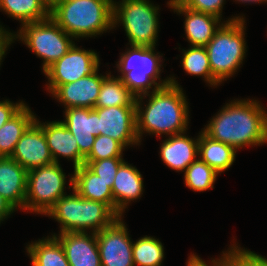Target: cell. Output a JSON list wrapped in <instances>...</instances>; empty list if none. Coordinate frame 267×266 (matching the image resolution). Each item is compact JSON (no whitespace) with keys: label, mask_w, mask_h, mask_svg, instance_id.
Listing matches in <instances>:
<instances>
[{"label":"cell","mask_w":267,"mask_h":266,"mask_svg":"<svg viewBox=\"0 0 267 266\" xmlns=\"http://www.w3.org/2000/svg\"><path fill=\"white\" fill-rule=\"evenodd\" d=\"M256 100H234L202 130L210 138L237 149L267 143V112Z\"/></svg>","instance_id":"obj_1"},{"label":"cell","mask_w":267,"mask_h":266,"mask_svg":"<svg viewBox=\"0 0 267 266\" xmlns=\"http://www.w3.org/2000/svg\"><path fill=\"white\" fill-rule=\"evenodd\" d=\"M170 84L154 87L149 94L136 97V133L141 142L145 132L161 136L186 132L189 119L188 102L174 76L169 77ZM149 95L145 110L142 99Z\"/></svg>","instance_id":"obj_2"},{"label":"cell","mask_w":267,"mask_h":266,"mask_svg":"<svg viewBox=\"0 0 267 266\" xmlns=\"http://www.w3.org/2000/svg\"><path fill=\"white\" fill-rule=\"evenodd\" d=\"M114 0H59L50 17L73 39L93 37L113 29Z\"/></svg>","instance_id":"obj_3"},{"label":"cell","mask_w":267,"mask_h":266,"mask_svg":"<svg viewBox=\"0 0 267 266\" xmlns=\"http://www.w3.org/2000/svg\"><path fill=\"white\" fill-rule=\"evenodd\" d=\"M73 194H65L45 214L60 223V233H98L111 226L119 216L107 205L99 201L82 198L73 188Z\"/></svg>","instance_id":"obj_4"},{"label":"cell","mask_w":267,"mask_h":266,"mask_svg":"<svg viewBox=\"0 0 267 266\" xmlns=\"http://www.w3.org/2000/svg\"><path fill=\"white\" fill-rule=\"evenodd\" d=\"M224 22L205 46L212 76L219 83L237 72L247 51L245 19L237 16Z\"/></svg>","instance_id":"obj_5"},{"label":"cell","mask_w":267,"mask_h":266,"mask_svg":"<svg viewBox=\"0 0 267 266\" xmlns=\"http://www.w3.org/2000/svg\"><path fill=\"white\" fill-rule=\"evenodd\" d=\"M155 46H132L123 54L118 61V78L136 96L150 93L152 86L164 87L170 84V79L159 80L161 72V55L155 53ZM157 79L159 83L156 82ZM161 82V83H160Z\"/></svg>","instance_id":"obj_6"},{"label":"cell","mask_w":267,"mask_h":266,"mask_svg":"<svg viewBox=\"0 0 267 266\" xmlns=\"http://www.w3.org/2000/svg\"><path fill=\"white\" fill-rule=\"evenodd\" d=\"M119 2L118 5L113 2V28L119 23L123 24L129 44L132 46H156L159 7L149 0Z\"/></svg>","instance_id":"obj_7"},{"label":"cell","mask_w":267,"mask_h":266,"mask_svg":"<svg viewBox=\"0 0 267 266\" xmlns=\"http://www.w3.org/2000/svg\"><path fill=\"white\" fill-rule=\"evenodd\" d=\"M15 38L23 41L38 57L43 59V73L63 57L73 46V38L51 17L31 22L20 27Z\"/></svg>","instance_id":"obj_8"},{"label":"cell","mask_w":267,"mask_h":266,"mask_svg":"<svg viewBox=\"0 0 267 266\" xmlns=\"http://www.w3.org/2000/svg\"><path fill=\"white\" fill-rule=\"evenodd\" d=\"M65 179L59 163L29 170L24 210L45 215L65 195Z\"/></svg>","instance_id":"obj_9"},{"label":"cell","mask_w":267,"mask_h":266,"mask_svg":"<svg viewBox=\"0 0 267 266\" xmlns=\"http://www.w3.org/2000/svg\"><path fill=\"white\" fill-rule=\"evenodd\" d=\"M99 56L93 50H85L75 44L51 65L44 74L47 85H64L94 74L99 69Z\"/></svg>","instance_id":"obj_10"},{"label":"cell","mask_w":267,"mask_h":266,"mask_svg":"<svg viewBox=\"0 0 267 266\" xmlns=\"http://www.w3.org/2000/svg\"><path fill=\"white\" fill-rule=\"evenodd\" d=\"M122 218L96 233L101 266H134L133 243Z\"/></svg>","instance_id":"obj_11"},{"label":"cell","mask_w":267,"mask_h":266,"mask_svg":"<svg viewBox=\"0 0 267 266\" xmlns=\"http://www.w3.org/2000/svg\"><path fill=\"white\" fill-rule=\"evenodd\" d=\"M98 113V131L119 141L125 148L139 145L136 133V106L94 107Z\"/></svg>","instance_id":"obj_12"},{"label":"cell","mask_w":267,"mask_h":266,"mask_svg":"<svg viewBox=\"0 0 267 266\" xmlns=\"http://www.w3.org/2000/svg\"><path fill=\"white\" fill-rule=\"evenodd\" d=\"M94 74L64 85H48L47 90L55 99L63 103L66 109L72 107L94 108L105 75Z\"/></svg>","instance_id":"obj_13"},{"label":"cell","mask_w":267,"mask_h":266,"mask_svg":"<svg viewBox=\"0 0 267 266\" xmlns=\"http://www.w3.org/2000/svg\"><path fill=\"white\" fill-rule=\"evenodd\" d=\"M11 158L27 171L54 163L44 131L35 121L17 142Z\"/></svg>","instance_id":"obj_14"},{"label":"cell","mask_w":267,"mask_h":266,"mask_svg":"<svg viewBox=\"0 0 267 266\" xmlns=\"http://www.w3.org/2000/svg\"><path fill=\"white\" fill-rule=\"evenodd\" d=\"M54 236L62 245L70 266H101L96 233L63 232Z\"/></svg>","instance_id":"obj_15"},{"label":"cell","mask_w":267,"mask_h":266,"mask_svg":"<svg viewBox=\"0 0 267 266\" xmlns=\"http://www.w3.org/2000/svg\"><path fill=\"white\" fill-rule=\"evenodd\" d=\"M61 121L76 139L80 152L86 157L94 144L98 131V113L94 108L72 107L65 109Z\"/></svg>","instance_id":"obj_16"},{"label":"cell","mask_w":267,"mask_h":266,"mask_svg":"<svg viewBox=\"0 0 267 266\" xmlns=\"http://www.w3.org/2000/svg\"><path fill=\"white\" fill-rule=\"evenodd\" d=\"M35 122L44 131L54 163H59L58 157L62 156L70 158L74 168L84 164L85 156L80 152L76 139L61 121L41 123L36 118Z\"/></svg>","instance_id":"obj_17"},{"label":"cell","mask_w":267,"mask_h":266,"mask_svg":"<svg viewBox=\"0 0 267 266\" xmlns=\"http://www.w3.org/2000/svg\"><path fill=\"white\" fill-rule=\"evenodd\" d=\"M170 8L177 14L185 15L184 29L191 46L205 47L224 23L214 15L191 10L180 2L171 4Z\"/></svg>","instance_id":"obj_18"},{"label":"cell","mask_w":267,"mask_h":266,"mask_svg":"<svg viewBox=\"0 0 267 266\" xmlns=\"http://www.w3.org/2000/svg\"><path fill=\"white\" fill-rule=\"evenodd\" d=\"M27 173L28 171L11 157H0V194L16 210H24Z\"/></svg>","instance_id":"obj_19"},{"label":"cell","mask_w":267,"mask_h":266,"mask_svg":"<svg viewBox=\"0 0 267 266\" xmlns=\"http://www.w3.org/2000/svg\"><path fill=\"white\" fill-rule=\"evenodd\" d=\"M143 179L137 168L123 162L116 173L112 185L113 211L122 217L128 204L143 194Z\"/></svg>","instance_id":"obj_20"},{"label":"cell","mask_w":267,"mask_h":266,"mask_svg":"<svg viewBox=\"0 0 267 266\" xmlns=\"http://www.w3.org/2000/svg\"><path fill=\"white\" fill-rule=\"evenodd\" d=\"M183 133L168 136L160 146L162 161L172 170L184 172L198 157L199 136L192 139Z\"/></svg>","instance_id":"obj_21"},{"label":"cell","mask_w":267,"mask_h":266,"mask_svg":"<svg viewBox=\"0 0 267 266\" xmlns=\"http://www.w3.org/2000/svg\"><path fill=\"white\" fill-rule=\"evenodd\" d=\"M70 185L82 198L107 204L113 210L111 182L92 172L85 164L74 168Z\"/></svg>","instance_id":"obj_22"},{"label":"cell","mask_w":267,"mask_h":266,"mask_svg":"<svg viewBox=\"0 0 267 266\" xmlns=\"http://www.w3.org/2000/svg\"><path fill=\"white\" fill-rule=\"evenodd\" d=\"M198 156L217 173L231 167L236 157V150L226 143L214 140L203 131L199 133Z\"/></svg>","instance_id":"obj_23"},{"label":"cell","mask_w":267,"mask_h":266,"mask_svg":"<svg viewBox=\"0 0 267 266\" xmlns=\"http://www.w3.org/2000/svg\"><path fill=\"white\" fill-rule=\"evenodd\" d=\"M35 119V114L25 104L0 128V157L12 156L17 142Z\"/></svg>","instance_id":"obj_24"},{"label":"cell","mask_w":267,"mask_h":266,"mask_svg":"<svg viewBox=\"0 0 267 266\" xmlns=\"http://www.w3.org/2000/svg\"><path fill=\"white\" fill-rule=\"evenodd\" d=\"M32 266H70L59 240L52 235L27 245Z\"/></svg>","instance_id":"obj_25"},{"label":"cell","mask_w":267,"mask_h":266,"mask_svg":"<svg viewBox=\"0 0 267 266\" xmlns=\"http://www.w3.org/2000/svg\"><path fill=\"white\" fill-rule=\"evenodd\" d=\"M0 9L22 25L50 17V6L44 0H0Z\"/></svg>","instance_id":"obj_26"},{"label":"cell","mask_w":267,"mask_h":266,"mask_svg":"<svg viewBox=\"0 0 267 266\" xmlns=\"http://www.w3.org/2000/svg\"><path fill=\"white\" fill-rule=\"evenodd\" d=\"M136 96L122 82L121 78L110 73L103 79L95 107L136 106Z\"/></svg>","instance_id":"obj_27"},{"label":"cell","mask_w":267,"mask_h":266,"mask_svg":"<svg viewBox=\"0 0 267 266\" xmlns=\"http://www.w3.org/2000/svg\"><path fill=\"white\" fill-rule=\"evenodd\" d=\"M183 69L190 75L202 76L207 83L217 86L220 83L212 76L209 57L205 47L190 46V49L182 51Z\"/></svg>","instance_id":"obj_28"},{"label":"cell","mask_w":267,"mask_h":266,"mask_svg":"<svg viewBox=\"0 0 267 266\" xmlns=\"http://www.w3.org/2000/svg\"><path fill=\"white\" fill-rule=\"evenodd\" d=\"M132 256L134 266H161L164 246L158 239L146 235L133 243Z\"/></svg>","instance_id":"obj_29"},{"label":"cell","mask_w":267,"mask_h":266,"mask_svg":"<svg viewBox=\"0 0 267 266\" xmlns=\"http://www.w3.org/2000/svg\"><path fill=\"white\" fill-rule=\"evenodd\" d=\"M219 173L199 158L184 171L185 185L190 189L203 192L213 188Z\"/></svg>","instance_id":"obj_30"},{"label":"cell","mask_w":267,"mask_h":266,"mask_svg":"<svg viewBox=\"0 0 267 266\" xmlns=\"http://www.w3.org/2000/svg\"><path fill=\"white\" fill-rule=\"evenodd\" d=\"M125 147L117 140L109 136L98 135L94 141L90 153L84 160H103L107 158L123 157Z\"/></svg>","instance_id":"obj_31"},{"label":"cell","mask_w":267,"mask_h":266,"mask_svg":"<svg viewBox=\"0 0 267 266\" xmlns=\"http://www.w3.org/2000/svg\"><path fill=\"white\" fill-rule=\"evenodd\" d=\"M124 161L122 157H114L103 160H84V164L105 181H110L112 189L117 170Z\"/></svg>","instance_id":"obj_32"},{"label":"cell","mask_w":267,"mask_h":266,"mask_svg":"<svg viewBox=\"0 0 267 266\" xmlns=\"http://www.w3.org/2000/svg\"><path fill=\"white\" fill-rule=\"evenodd\" d=\"M234 245L228 251L229 266H267L265 257Z\"/></svg>","instance_id":"obj_33"},{"label":"cell","mask_w":267,"mask_h":266,"mask_svg":"<svg viewBox=\"0 0 267 266\" xmlns=\"http://www.w3.org/2000/svg\"><path fill=\"white\" fill-rule=\"evenodd\" d=\"M225 0H181L180 3L191 10L208 13L222 19Z\"/></svg>","instance_id":"obj_34"},{"label":"cell","mask_w":267,"mask_h":266,"mask_svg":"<svg viewBox=\"0 0 267 266\" xmlns=\"http://www.w3.org/2000/svg\"><path fill=\"white\" fill-rule=\"evenodd\" d=\"M24 105L23 101L19 103H13L10 100L8 101V99L0 101V128Z\"/></svg>","instance_id":"obj_35"},{"label":"cell","mask_w":267,"mask_h":266,"mask_svg":"<svg viewBox=\"0 0 267 266\" xmlns=\"http://www.w3.org/2000/svg\"><path fill=\"white\" fill-rule=\"evenodd\" d=\"M223 256H221L220 259L216 258L212 260V264L210 266H229L228 262V251H223ZM187 266H209L203 261L198 255L192 254L189 256V259L187 261Z\"/></svg>","instance_id":"obj_36"},{"label":"cell","mask_w":267,"mask_h":266,"mask_svg":"<svg viewBox=\"0 0 267 266\" xmlns=\"http://www.w3.org/2000/svg\"><path fill=\"white\" fill-rule=\"evenodd\" d=\"M16 40L15 34L6 31L2 25H0V65L2 62V58L5 55L7 48L10 46L13 40Z\"/></svg>","instance_id":"obj_37"},{"label":"cell","mask_w":267,"mask_h":266,"mask_svg":"<svg viewBox=\"0 0 267 266\" xmlns=\"http://www.w3.org/2000/svg\"><path fill=\"white\" fill-rule=\"evenodd\" d=\"M16 209L0 194V223Z\"/></svg>","instance_id":"obj_38"},{"label":"cell","mask_w":267,"mask_h":266,"mask_svg":"<svg viewBox=\"0 0 267 266\" xmlns=\"http://www.w3.org/2000/svg\"><path fill=\"white\" fill-rule=\"evenodd\" d=\"M236 1H239V2H242V3H252V2H255V3H262V2H267V0H236Z\"/></svg>","instance_id":"obj_39"},{"label":"cell","mask_w":267,"mask_h":266,"mask_svg":"<svg viewBox=\"0 0 267 266\" xmlns=\"http://www.w3.org/2000/svg\"><path fill=\"white\" fill-rule=\"evenodd\" d=\"M50 7L59 0H44Z\"/></svg>","instance_id":"obj_40"},{"label":"cell","mask_w":267,"mask_h":266,"mask_svg":"<svg viewBox=\"0 0 267 266\" xmlns=\"http://www.w3.org/2000/svg\"><path fill=\"white\" fill-rule=\"evenodd\" d=\"M181 0H170L169 2H167L168 6H170L171 4L174 3H179Z\"/></svg>","instance_id":"obj_41"}]
</instances>
